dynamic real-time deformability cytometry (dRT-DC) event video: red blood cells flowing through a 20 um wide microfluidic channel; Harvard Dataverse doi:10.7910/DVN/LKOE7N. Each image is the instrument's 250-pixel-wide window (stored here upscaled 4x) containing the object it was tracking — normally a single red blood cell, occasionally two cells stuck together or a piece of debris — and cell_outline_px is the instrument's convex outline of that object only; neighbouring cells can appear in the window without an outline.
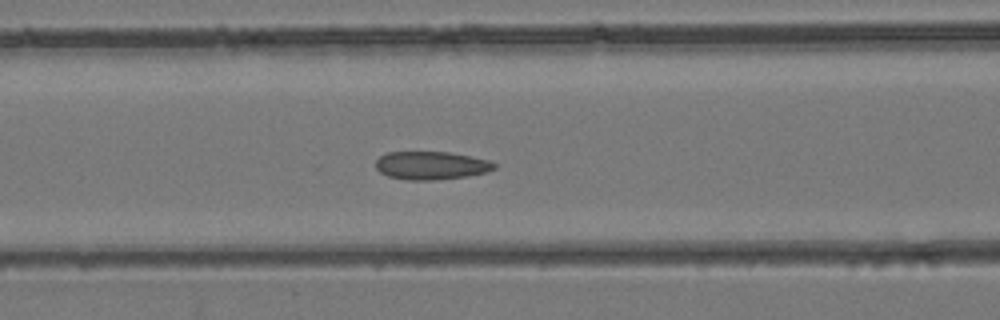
{"species": "common noctule bat (a hibernating species)", "species_latin": "Nyctalus noctula", "temperature_condition": "room temperature", "stored_images_in_passage": 36, "camera_frame_rate_fps": 3000, "um_per_image_px": 0.085, "animal": {"sex": "female", "body_mass_g": 24.6, "forearm_length_mm": 56.2}, "frame": {"image": 1, "passage_image": 15, "time_ms": 4.667, "image_size_px": [1000, 320], "cell_outline_px": [[496, 168], [488, 172], [468, 176], [436, 180], [408, 180], [388, 176], [380, 172], [376, 168], [376, 160], [380, 156], [388, 152], [448, 152], [488, 160], [496, 164]], "centroid_in_image_um": [36.65, 14.07], "position_along_channel_um": 130.0, "area_um2": 19.42}}
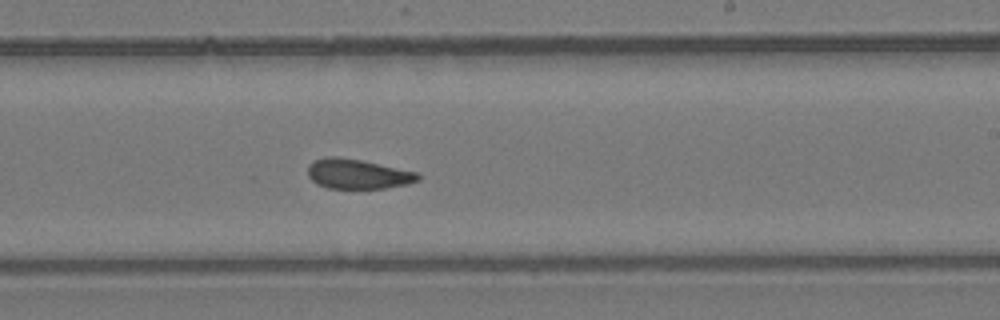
{"frame": {"image": 2, "passage_image": 23, "time_ms": 7.333, "image_size_px": [1000, 320], "cell_outline_px": [[420, 180], [408, 184], [384, 188], [328, 188], [316, 184], [308, 176], [308, 164], [312, 160], [324, 156], [336, 156], [360, 160], [416, 172], [420, 176]], "centroid_in_image_um": [30.35, 14.78], "position_along_channel_um": 258.7, "area_um2": 19.13}}
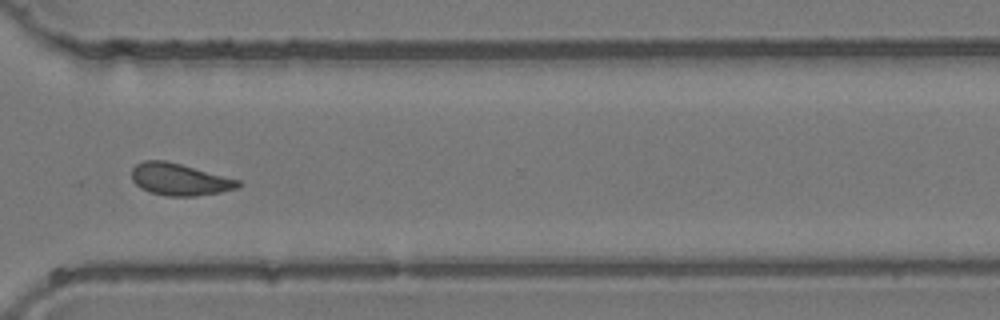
{"frame": {"image": 3, "passage_image": 29, "time_ms": 9.333, "image_size_px": [1000, 320], "cell_outline_px": [[244, 184], [236, 188], [220, 192], [196, 196], [164, 196], [148, 192], [140, 188], [132, 180], [132, 168], [136, 164], [144, 160], [164, 160], [180, 164], [240, 180]], "centroid_in_image_um": [15.24, 15.26], "position_along_channel_um": 355.4, "area_um2": 19.88}}